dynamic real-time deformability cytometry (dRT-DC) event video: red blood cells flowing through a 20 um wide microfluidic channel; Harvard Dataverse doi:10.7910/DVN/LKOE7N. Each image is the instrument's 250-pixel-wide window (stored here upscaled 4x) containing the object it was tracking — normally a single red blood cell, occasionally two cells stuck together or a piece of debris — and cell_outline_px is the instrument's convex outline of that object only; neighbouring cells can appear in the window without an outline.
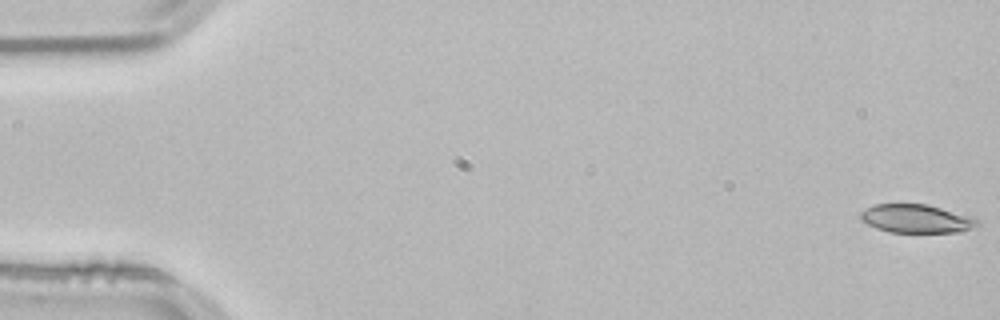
{"species": "common noctule bat (a hibernating species)", "species_latin": "Nyctalus noctula", "temperature_condition": "room temperature", "stored_images_in_passage": 54, "camera_frame_rate_fps": 3000, "um_per_image_px": 0.085, "animal": {"sex": "male", "body_mass_g": 21.5, "forearm_length_mm": 52.0}, "frame": {"image": 1, "passage_image": 1, "time_ms": 0.0, "image_size_px": [1000, 320], "cell_outline_px": [[980, 224], [960, 232], [888, 232], [876, 228], [860, 220], [860, 212], [876, 204], [924, 204], [972, 216]], "centroid_in_image_um": [77.86, 18.59], "position_along_channel_um": 7.1, "area_um2": 19.13}}
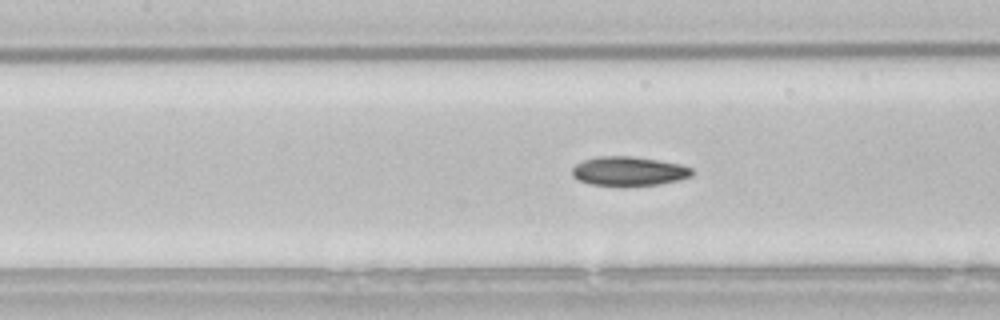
{"frame": {"image": 2, "passage_image": 24, "time_ms": 7.667, "image_size_px": [1000, 320], "cell_outline_px": [[692, 176], [680, 180], [660, 184], [624, 188], [592, 184], [580, 180], [572, 176], [572, 168], [576, 164], [584, 160], [596, 156], [632, 156], [680, 164], [692, 168]], "centroid_in_image_um": [53.44, 14.58], "position_along_channel_um": 154.0, "area_um2": 20.87}}
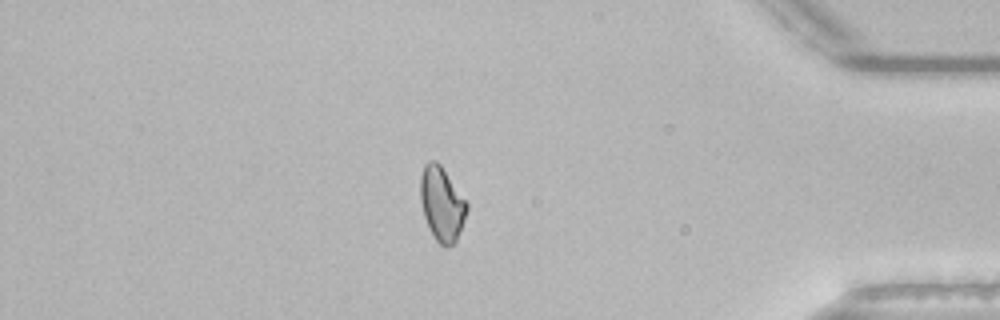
{"frame": {"image": 3, "passage_image": 46, "time_ms": 15.0, "image_size_px": [1000, 320], "cell_outline_px": [[468, 208], [456, 240], [452, 244], [440, 244], [432, 236], [424, 216], [420, 200], [420, 176], [424, 164], [428, 160], [436, 160], [440, 164], [468, 204]], "centroid_in_image_um": [37.52, 17.28], "position_along_channel_um": 397.7, "area_um2": 19.77}, "authors_computed_cell_mechanics": {"area_um2": 20.1144, "velocity_mm_per_s": 3.8134, "shape_relaxation_time_tau1_ms": null, "shape_relaxation_time_tau2_ms": 5.8157, "deformation_change_tau1": null, "deformation_change_tau2": 0.1101}}